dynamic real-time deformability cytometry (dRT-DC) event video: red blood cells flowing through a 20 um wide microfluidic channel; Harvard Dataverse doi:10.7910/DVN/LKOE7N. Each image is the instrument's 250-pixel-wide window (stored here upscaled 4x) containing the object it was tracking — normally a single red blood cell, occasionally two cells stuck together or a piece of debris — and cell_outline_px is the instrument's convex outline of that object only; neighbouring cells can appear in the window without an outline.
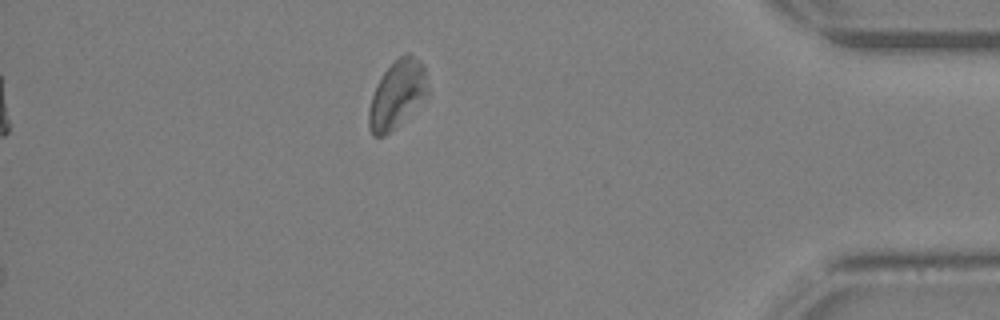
{"species": "Egyptian fruit bat (a non-hibernating species)", "species_latin": "Rousettus aegyptiacus", "temperature_condition": "warm", "stored_images_in_passage": 29, "camera_frame_rate_fps": 3000, "um_per_image_px": 0.085, "animal": {"sex": "female"}, "frame": {"image": 1, "passage_image": 29, "time_ms": 9.333, "image_size_px": [1000, 320], "cell_outline_px": [[428, 96], [384, 136], [372, 136], [368, 128], [368, 112], [372, 96], [376, 84], [384, 72], [404, 52], [408, 52], [420, 60], [424, 64], [428, 88]], "centroid_in_image_um": [33.76, 7.99], "position_along_channel_um": 401.4, "area_um2": 23.06}}